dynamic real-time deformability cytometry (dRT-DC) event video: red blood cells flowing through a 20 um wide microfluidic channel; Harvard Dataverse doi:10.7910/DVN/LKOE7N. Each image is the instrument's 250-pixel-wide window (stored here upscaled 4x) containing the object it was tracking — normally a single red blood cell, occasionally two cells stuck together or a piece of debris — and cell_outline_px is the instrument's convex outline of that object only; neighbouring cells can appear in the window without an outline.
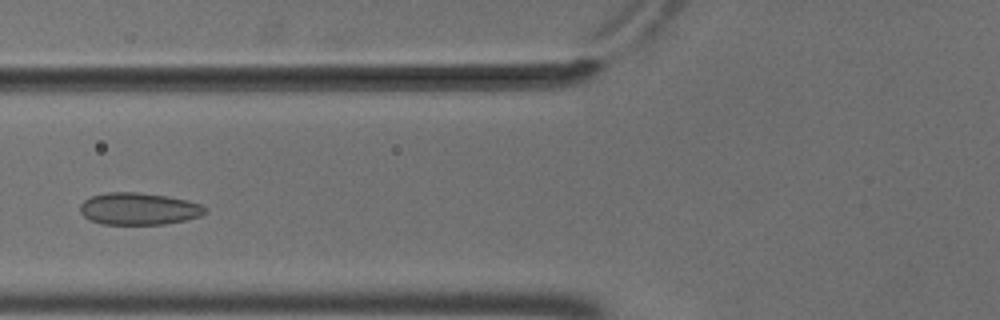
{"species": "common noctule bat (a hibernating species)", "species_latin": "Nyctalus noctula", "temperature_condition": "cold", "stored_images_in_passage": 4, "camera_frame_rate_fps": 3000, "um_per_image_px": 0.085, "animal": {"sex": "male", "body_mass_g": 18.8}, "frame": {"image": 1, "passage_image": 4, "time_ms": 1.0, "image_size_px": [1000, 320], "cell_outline_px": [[208, 212], [200, 216], [184, 220], [164, 224], [104, 224], [92, 220], [84, 216], [80, 212], [80, 204], [84, 200], [92, 196], [108, 192], [136, 192], [168, 196], [188, 200], [200, 204]], "centroid_in_image_um": [11.8, 17.74], "position_along_channel_um": 114.0, "area_um2": 23.24}}